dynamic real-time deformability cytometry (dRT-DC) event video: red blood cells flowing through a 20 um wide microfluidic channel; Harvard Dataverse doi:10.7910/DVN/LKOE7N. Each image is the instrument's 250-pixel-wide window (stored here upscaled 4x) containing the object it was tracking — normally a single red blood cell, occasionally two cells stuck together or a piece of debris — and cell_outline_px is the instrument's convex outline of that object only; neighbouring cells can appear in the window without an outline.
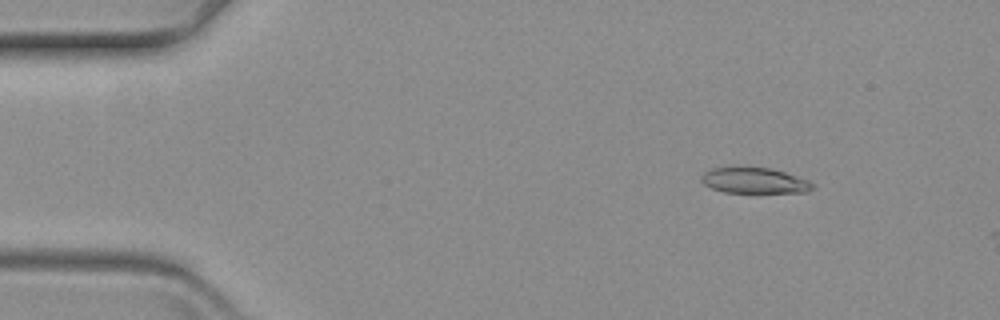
{"species": "common noctule bat (a hibernating species)", "species_latin": "Nyctalus noctula", "temperature_condition": "warm", "stored_images_in_passage": 5, "camera_frame_rate_fps": 3000, "um_per_image_px": 0.085, "animal": {"sex": "female", "body_mass_g": 19.3, "forearm_length_mm": 54.1}, "frame": {"image": 1, "passage_image": 2, "time_ms": 0.333, "image_size_px": [1000, 320], "cell_outline_px": [[816, 188], [808, 192], [756, 196], [724, 192], [712, 188], [704, 184], [700, 180], [700, 176], [704, 172], [712, 168], [772, 168], [808, 180], [816, 184]], "centroid_in_image_um": [64.2, 15.43], "position_along_channel_um": 20.8, "area_um2": 17.74}}